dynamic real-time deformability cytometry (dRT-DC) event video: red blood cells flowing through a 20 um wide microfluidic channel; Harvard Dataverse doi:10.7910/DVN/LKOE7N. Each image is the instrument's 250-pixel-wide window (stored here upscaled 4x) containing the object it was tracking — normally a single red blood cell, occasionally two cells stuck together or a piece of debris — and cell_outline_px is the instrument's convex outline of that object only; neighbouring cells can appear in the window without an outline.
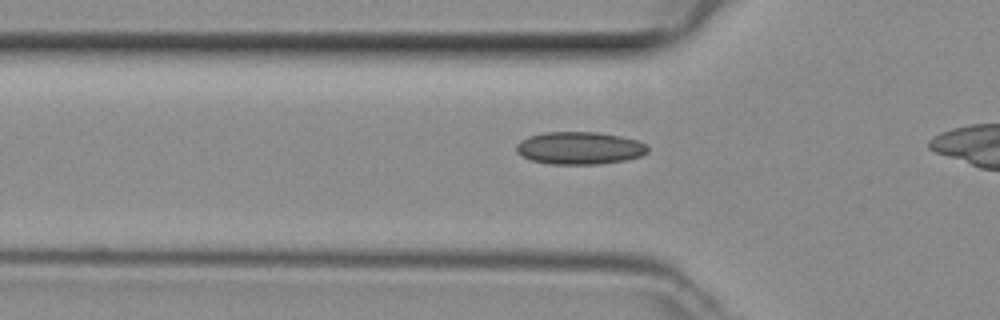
{"species": "common noctule bat (a hibernating species)", "species_latin": "Nyctalus noctula", "temperature_condition": "room temperature", "stored_images_in_passage": 18, "camera_frame_rate_fps": 3000, "um_per_image_px": 0.085, "animal": {"sex": "female", "body_mass_g": 29.2, "forearm_length_mm": 56.3}, "frame": {"image": 1, "passage_image": 7, "time_ms": 2.0, "image_size_px": [1000, 320], "cell_outline_px": [[648, 152], [640, 156], [628, 160], [600, 164], [552, 164], [532, 160], [520, 156], [516, 152], [516, 144], [520, 140], [528, 136], [544, 132], [596, 132], [620, 136], [636, 140], [644, 144], [648, 148]], "centroid_in_image_um": [49.23, 12.59], "position_along_channel_um": 76.6, "area_um2": 25.03}}
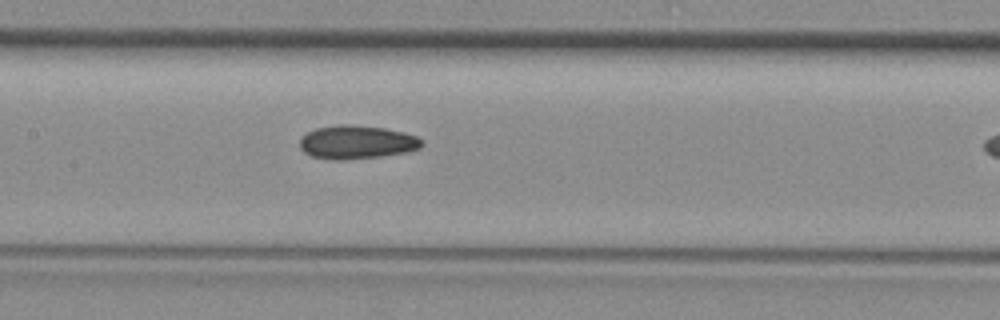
{"frame": {"image": 2, "passage_image": 14, "time_ms": 4.333, "image_size_px": [1000, 320], "cell_outline_px": [[424, 144], [420, 148], [408, 152], [380, 156], [344, 160], [332, 160], [312, 156], [304, 152], [300, 148], [300, 136], [316, 128], [340, 124], [344, 124], [384, 128], [404, 132], [416, 136]], "centroid_in_image_um": [30.31, 12.09], "position_along_channel_um": 177.1, "area_um2": 23.81}}
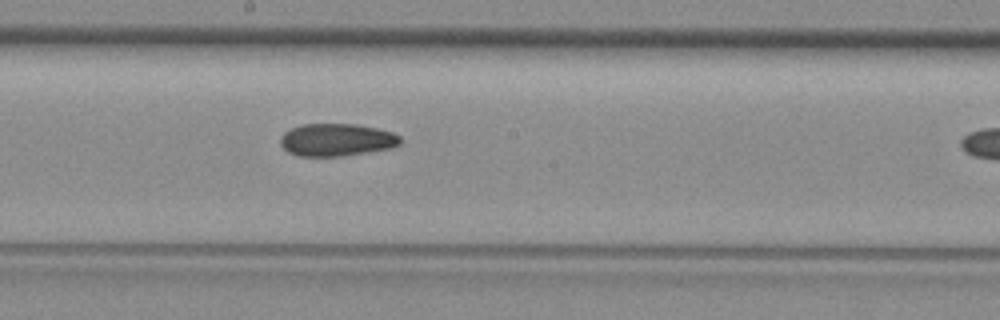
{"frame": {"image": 3, "passage_image": 17, "time_ms": 5.333, "image_size_px": [1000, 320], "cell_outline_px": [[400, 144], [392, 148], [340, 156], [296, 156], [288, 152], [280, 144], [280, 136], [284, 132], [292, 128], [304, 124], [356, 124], [376, 128], [392, 132], [400, 136]], "centroid_in_image_um": [28.59, 11.89], "position_along_channel_um": 219.6, "area_um2": 22.72}}